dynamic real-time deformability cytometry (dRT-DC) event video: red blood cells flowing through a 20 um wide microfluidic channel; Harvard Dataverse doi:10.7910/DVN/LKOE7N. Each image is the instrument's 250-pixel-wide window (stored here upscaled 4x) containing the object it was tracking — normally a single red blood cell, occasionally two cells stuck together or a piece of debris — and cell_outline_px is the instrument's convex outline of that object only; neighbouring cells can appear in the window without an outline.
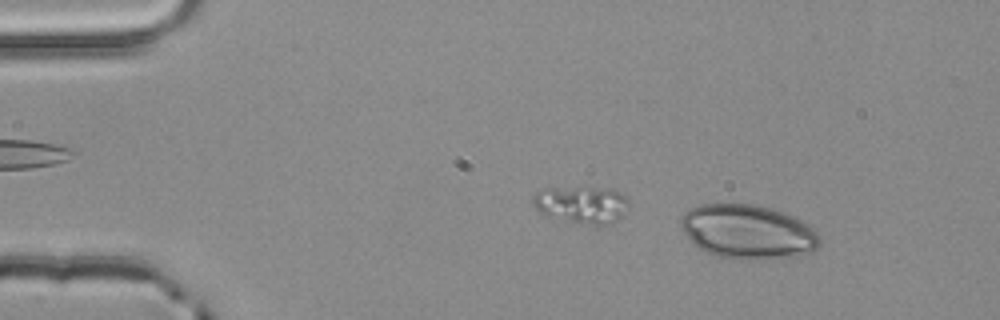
{"species": "common noctule bat (a hibernating species)", "species_latin": "Nyctalus noctula", "temperature_condition": "room temperature", "stored_images_in_passage": 3, "camera_frame_rate_fps": 3000, "um_per_image_px": 0.085, "animal": {"sex": "male", "body_mass_g": 20.4}, "frame": {"image": 1, "passage_image": 1, "time_ms": 0.0, "image_size_px": [1000, 320], "cell_outline_px": [[820, 244], [812, 252], [780, 260], [748, 260], [720, 256], [704, 252], [680, 228], [680, 216], [688, 208], [700, 204], [756, 204], [784, 212], [808, 224], [816, 232], [820, 240]], "centroid_in_image_um": [63.57, 19.71], "position_along_channel_um": 21.4, "area_um2": 44.27}}